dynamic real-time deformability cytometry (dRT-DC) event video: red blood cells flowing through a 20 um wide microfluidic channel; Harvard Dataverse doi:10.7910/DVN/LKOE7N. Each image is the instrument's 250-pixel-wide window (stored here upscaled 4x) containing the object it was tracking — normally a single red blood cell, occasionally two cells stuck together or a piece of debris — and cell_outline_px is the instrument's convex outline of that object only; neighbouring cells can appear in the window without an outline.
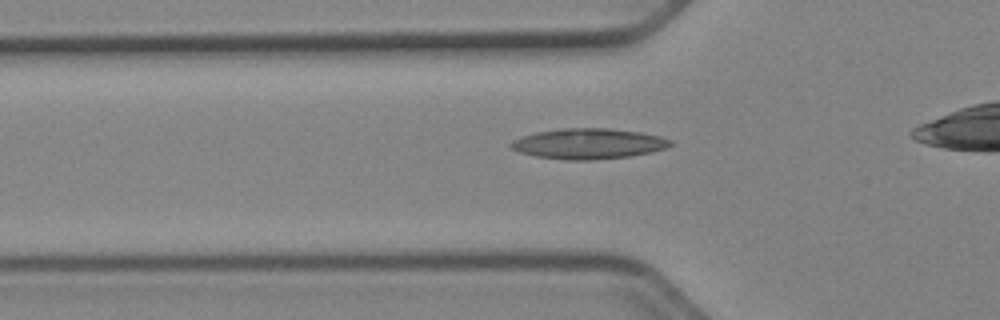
{"species": "Egyptian fruit bat (a non-hibernating species)", "species_latin": "Rousettus aegyptiacus", "temperature_condition": "cold", "stored_images_in_passage": 37, "camera_frame_rate_fps": 3000, "um_per_image_px": 0.085, "animal": {"sex": "female"}, "frame": {"image": 1, "passage_image": 12, "time_ms": 3.667, "image_size_px": [1000, 320], "cell_outline_px": [[672, 144], [668, 148], [652, 152], [628, 156], [596, 160], [564, 160], [536, 156], [520, 152], [512, 148], [508, 144], [512, 140], [520, 136], [536, 132], [560, 128], [608, 128], [640, 132], [660, 136], [672, 140]], "centroid_in_image_um": [50.01, 12.21], "position_along_channel_um": 75.8, "area_um2": 28.55}}
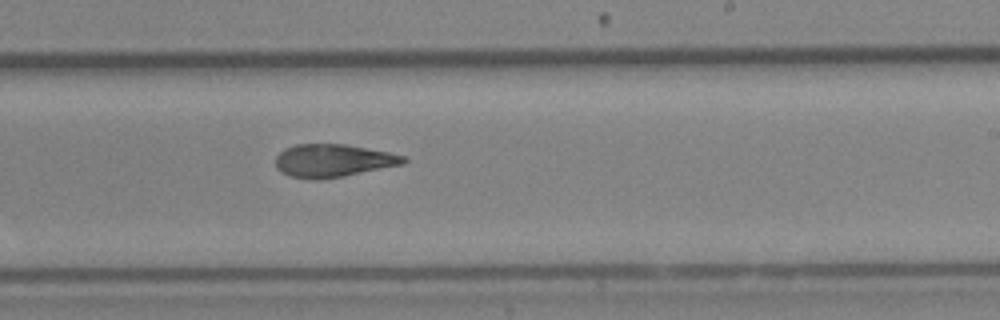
{"frame": {"image": 2, "passage_image": 26, "time_ms": 8.333, "image_size_px": [1000, 320], "cell_outline_px": [[408, 160], [404, 164], [344, 176], [316, 180], [288, 176], [280, 172], [276, 168], [276, 156], [284, 148], [296, 144], [344, 144], [388, 152], [404, 156]], "centroid_in_image_um": [28.28, 13.66], "position_along_channel_um": 260.7, "area_um2": 24.57}}
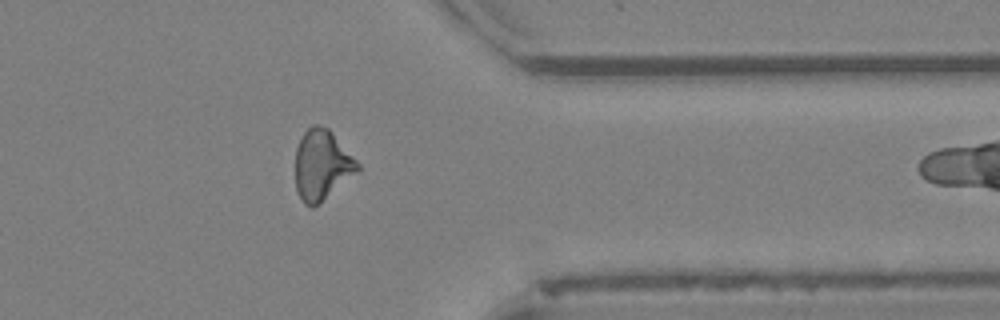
{"frame": {"image": 3, "passage_image": 36, "time_ms": 11.667, "image_size_px": [1000, 320], "cell_outline_px": [[360, 168], [356, 172], [312, 208], [304, 204], [296, 188], [296, 148], [304, 132], [312, 124], [316, 124], [328, 128], [332, 132], [360, 164]], "centroid_in_image_um": [27.34, 13.99], "position_along_channel_um": 384.1, "area_um2": 24.85}}